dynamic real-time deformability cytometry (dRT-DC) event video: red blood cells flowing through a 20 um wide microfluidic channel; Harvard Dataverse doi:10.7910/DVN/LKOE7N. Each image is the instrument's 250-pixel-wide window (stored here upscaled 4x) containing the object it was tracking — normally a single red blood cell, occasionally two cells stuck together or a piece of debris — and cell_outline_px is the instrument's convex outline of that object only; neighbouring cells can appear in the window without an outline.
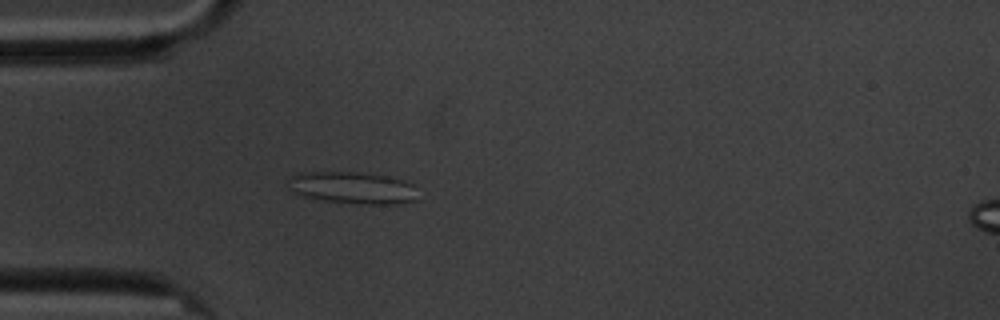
{"species": "common noctule bat (a hibernating species)", "species_latin": "Nyctalus noctula", "temperature_condition": "cold", "stored_images_in_passage": 4, "camera_frame_rate_fps": 3000, "um_per_image_px": 0.085, "animal": {"sex": "male", "body_mass_g": 20.1, "forearm_length_mm": 53.5}, "frame": {"image": 1, "passage_image": 4, "time_ms": 4.333, "image_size_px": [1000, 320], "cell_outline_px": [[420, 200], [396, 204], [368, 204], [324, 200], [304, 196], [288, 188], [288, 180], [296, 172], [356, 172], [388, 176], [404, 180], [412, 184]], "centroid_in_image_um": [30.01, 15.95], "position_along_channel_um": 55.0, "area_um2": 24.16}}